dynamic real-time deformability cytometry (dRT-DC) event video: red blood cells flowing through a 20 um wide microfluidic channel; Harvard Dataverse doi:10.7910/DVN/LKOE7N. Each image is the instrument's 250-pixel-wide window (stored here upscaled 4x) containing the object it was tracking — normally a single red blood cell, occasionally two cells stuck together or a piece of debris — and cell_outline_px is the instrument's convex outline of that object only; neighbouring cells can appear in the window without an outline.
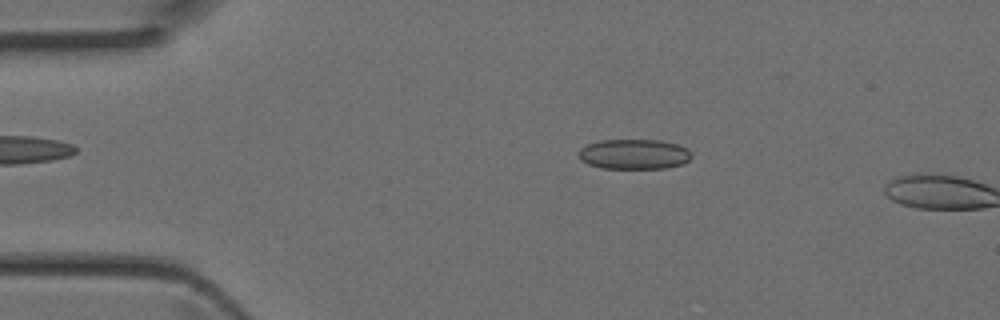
{"species": "Egyptian fruit bat (a non-hibernating species)", "species_latin": "Rousettus aegyptiacus", "temperature_condition": "room temperature", "stored_images_in_passage": 9, "camera_frame_rate_fps": 3000, "um_per_image_px": 0.085, "animal": {"sex": "female"}, "frame": {"image": 1, "passage_image": 8, "time_ms": 2.333, "image_size_px": [1000, 320], "cell_outline_px": [[692, 156], [684, 164], [668, 168], [604, 168], [588, 164], [580, 160], [580, 148], [588, 144], [600, 140], [660, 140], [676, 144], [688, 148]], "centroid_in_image_um": [53.92, 13.1], "position_along_channel_um": 31.1, "area_um2": 19.77}}